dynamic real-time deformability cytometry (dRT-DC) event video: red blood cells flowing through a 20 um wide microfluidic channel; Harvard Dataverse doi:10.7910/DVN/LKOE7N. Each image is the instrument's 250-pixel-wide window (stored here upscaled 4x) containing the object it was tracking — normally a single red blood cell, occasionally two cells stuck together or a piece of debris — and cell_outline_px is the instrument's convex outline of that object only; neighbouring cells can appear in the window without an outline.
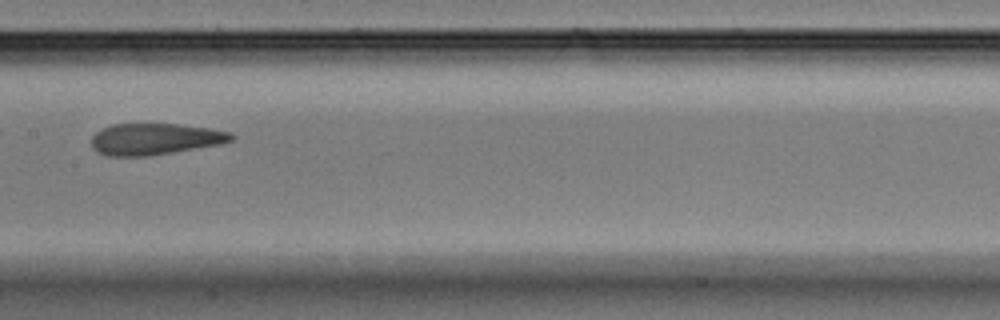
{"species": "Egyptian fruit bat (a non-hibernating species)", "species_latin": "Rousettus aegyptiacus", "temperature_condition": "warm", "stored_images_in_passage": 24, "camera_frame_rate_fps": 3000, "um_per_image_px": 0.085, "animal": {"sex": "male"}, "frame": {"image": 1, "passage_image": 8, "time_ms": 2.333, "image_size_px": [1000, 320], "cell_outline_px": [[236, 136], [232, 140], [220, 144], [148, 156], [104, 156], [96, 152], [92, 148], [92, 136], [96, 132], [112, 124], [176, 124], [208, 128], [232, 132]], "centroid_in_image_um": [13.15, 11.82], "position_along_channel_um": 194.3, "area_um2": 25.61}}